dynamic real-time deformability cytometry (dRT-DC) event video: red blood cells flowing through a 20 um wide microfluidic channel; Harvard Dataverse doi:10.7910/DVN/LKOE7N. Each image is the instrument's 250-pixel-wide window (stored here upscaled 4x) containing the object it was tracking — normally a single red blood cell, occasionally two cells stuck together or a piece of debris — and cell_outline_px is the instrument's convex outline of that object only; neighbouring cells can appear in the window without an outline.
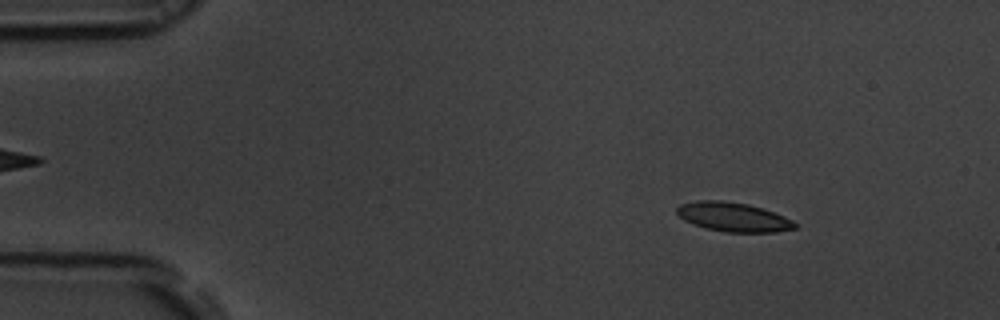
{"species": "common noctule bat (a hibernating species)", "species_latin": "Nyctalus noctula", "temperature_condition": "room temperature", "stored_images_in_passage": 54, "camera_frame_rate_fps": 3000, "um_per_image_px": 0.085, "animal": {"sex": "male", "body_mass_g": 19.5, "forearm_length_mm": 54.6}, "frame": {"image": 1, "passage_image": 7, "time_ms": 2.0, "image_size_px": [1000, 320], "cell_outline_px": [[796, 228], [776, 232], [724, 232], [692, 224], [684, 220], [676, 212], [676, 208], [680, 204], [700, 200], [724, 200], [748, 204], [784, 216], [792, 220], [796, 224]], "centroid_in_image_um": [62.3, 18.44], "position_along_channel_um": 22.7, "area_um2": 19.94}}
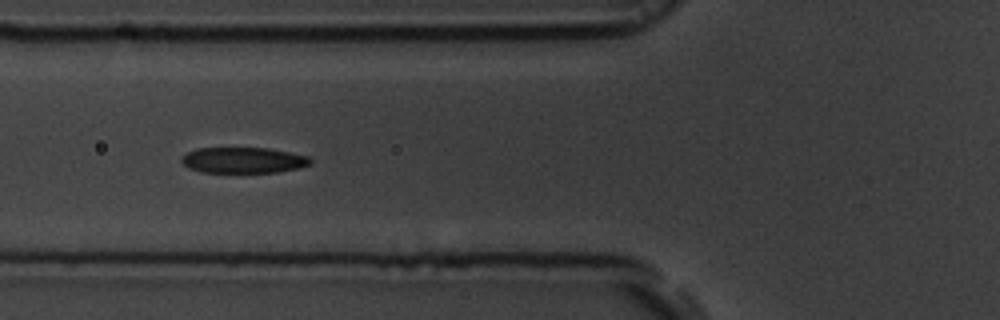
{"frame": {"image": 2, "passage_image": 20, "time_ms": 6.333, "image_size_px": [1000, 320], "cell_outline_px": [[312, 164], [300, 168], [276, 172], [200, 172], [188, 168], [180, 160], [188, 152], [196, 148], [268, 148], [308, 156], [312, 160]], "centroid_in_image_um": [20.7, 13.62], "position_along_channel_um": 105.1, "area_um2": 19.36}}
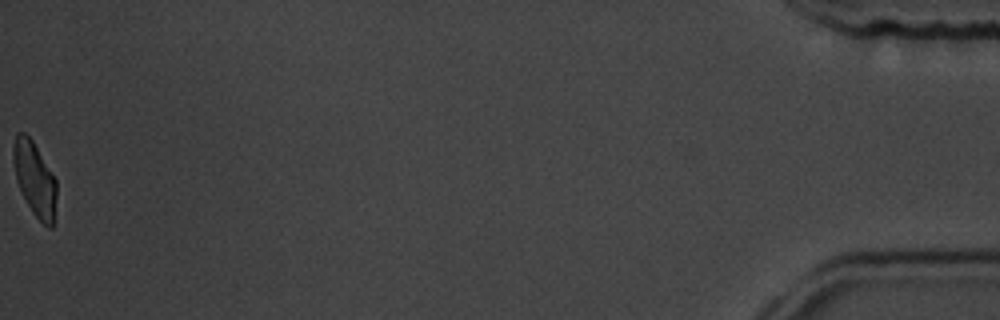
{"frame": {"image": 3, "passage_image": 54, "time_ms": 17.667, "image_size_px": [1000, 320], "cell_outline_px": [[56, 196], [52, 228], [48, 228], [32, 212], [16, 180], [12, 160], [12, 148], [16, 132], [24, 132], [32, 140], [56, 180]], "centroid_in_image_um": [2.92, 15.17], "position_along_channel_um": 432.3, "area_um2": 18.44}, "authors_computed_cell_mechanics": {"area_um2": 19.9699, "velocity_mm_per_s": 3.7808, "shape_relaxation_time_tau1_ms": 2.7883, "shape_relaxation_time_tau2_ms": 2.4061, "deformation_change_tau1": 0.1401, "deformation_change_tau2": 0.0847}}